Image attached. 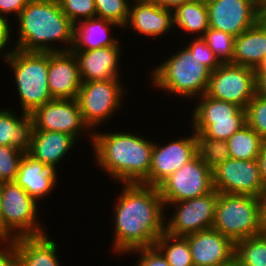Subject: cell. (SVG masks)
I'll return each mask as SVG.
<instances>
[{
    "instance_id": "6",
    "label": "cell",
    "mask_w": 266,
    "mask_h": 266,
    "mask_svg": "<svg viewBox=\"0 0 266 266\" xmlns=\"http://www.w3.org/2000/svg\"><path fill=\"white\" fill-rule=\"evenodd\" d=\"M213 229L234 244L264 232L256 196L219 193Z\"/></svg>"
},
{
    "instance_id": "3",
    "label": "cell",
    "mask_w": 266,
    "mask_h": 266,
    "mask_svg": "<svg viewBox=\"0 0 266 266\" xmlns=\"http://www.w3.org/2000/svg\"><path fill=\"white\" fill-rule=\"evenodd\" d=\"M16 19L19 36L12 48L24 52L71 50L74 24L62 12L57 0H31Z\"/></svg>"
},
{
    "instance_id": "7",
    "label": "cell",
    "mask_w": 266,
    "mask_h": 266,
    "mask_svg": "<svg viewBox=\"0 0 266 266\" xmlns=\"http://www.w3.org/2000/svg\"><path fill=\"white\" fill-rule=\"evenodd\" d=\"M38 205L15 181L1 183L2 238L46 234L44 224L38 222Z\"/></svg>"
},
{
    "instance_id": "45",
    "label": "cell",
    "mask_w": 266,
    "mask_h": 266,
    "mask_svg": "<svg viewBox=\"0 0 266 266\" xmlns=\"http://www.w3.org/2000/svg\"><path fill=\"white\" fill-rule=\"evenodd\" d=\"M155 4L167 9L174 11L178 6H181L183 3L189 2L191 0H149Z\"/></svg>"
},
{
    "instance_id": "21",
    "label": "cell",
    "mask_w": 266,
    "mask_h": 266,
    "mask_svg": "<svg viewBox=\"0 0 266 266\" xmlns=\"http://www.w3.org/2000/svg\"><path fill=\"white\" fill-rule=\"evenodd\" d=\"M57 175L56 170L24 153L15 182L39 202L52 194L53 188L58 185Z\"/></svg>"
},
{
    "instance_id": "10",
    "label": "cell",
    "mask_w": 266,
    "mask_h": 266,
    "mask_svg": "<svg viewBox=\"0 0 266 266\" xmlns=\"http://www.w3.org/2000/svg\"><path fill=\"white\" fill-rule=\"evenodd\" d=\"M218 195L214 190L194 199L164 203L165 210L170 206L174 208V213H165V231L175 236H187L211 229L215 220Z\"/></svg>"
},
{
    "instance_id": "4",
    "label": "cell",
    "mask_w": 266,
    "mask_h": 266,
    "mask_svg": "<svg viewBox=\"0 0 266 266\" xmlns=\"http://www.w3.org/2000/svg\"><path fill=\"white\" fill-rule=\"evenodd\" d=\"M150 74L152 86L166 94L196 100L206 93L211 70L202 65L184 46L155 66Z\"/></svg>"
},
{
    "instance_id": "46",
    "label": "cell",
    "mask_w": 266,
    "mask_h": 266,
    "mask_svg": "<svg viewBox=\"0 0 266 266\" xmlns=\"http://www.w3.org/2000/svg\"><path fill=\"white\" fill-rule=\"evenodd\" d=\"M254 3L260 12L266 8V0H254Z\"/></svg>"
},
{
    "instance_id": "12",
    "label": "cell",
    "mask_w": 266,
    "mask_h": 266,
    "mask_svg": "<svg viewBox=\"0 0 266 266\" xmlns=\"http://www.w3.org/2000/svg\"><path fill=\"white\" fill-rule=\"evenodd\" d=\"M163 203L194 199L214 191L213 170L196 155L158 186Z\"/></svg>"
},
{
    "instance_id": "37",
    "label": "cell",
    "mask_w": 266,
    "mask_h": 266,
    "mask_svg": "<svg viewBox=\"0 0 266 266\" xmlns=\"http://www.w3.org/2000/svg\"><path fill=\"white\" fill-rule=\"evenodd\" d=\"M185 47L202 63V65H205L211 71H214L220 66L221 62L207 46L203 37L192 38L189 44H185Z\"/></svg>"
},
{
    "instance_id": "18",
    "label": "cell",
    "mask_w": 266,
    "mask_h": 266,
    "mask_svg": "<svg viewBox=\"0 0 266 266\" xmlns=\"http://www.w3.org/2000/svg\"><path fill=\"white\" fill-rule=\"evenodd\" d=\"M129 17L123 29L128 27L144 37H156L174 31L173 11L149 0H132Z\"/></svg>"
},
{
    "instance_id": "25",
    "label": "cell",
    "mask_w": 266,
    "mask_h": 266,
    "mask_svg": "<svg viewBox=\"0 0 266 266\" xmlns=\"http://www.w3.org/2000/svg\"><path fill=\"white\" fill-rule=\"evenodd\" d=\"M112 27L121 28L113 21L97 17L80 21L74 25L71 50L89 51L117 45L120 40L110 35Z\"/></svg>"
},
{
    "instance_id": "48",
    "label": "cell",
    "mask_w": 266,
    "mask_h": 266,
    "mask_svg": "<svg viewBox=\"0 0 266 266\" xmlns=\"http://www.w3.org/2000/svg\"><path fill=\"white\" fill-rule=\"evenodd\" d=\"M0 238H2L1 183H0Z\"/></svg>"
},
{
    "instance_id": "1",
    "label": "cell",
    "mask_w": 266,
    "mask_h": 266,
    "mask_svg": "<svg viewBox=\"0 0 266 266\" xmlns=\"http://www.w3.org/2000/svg\"><path fill=\"white\" fill-rule=\"evenodd\" d=\"M115 199L113 216L115 232L112 251L123 256L127 252L153 247L165 231V206L158 187L142 183H122Z\"/></svg>"
},
{
    "instance_id": "42",
    "label": "cell",
    "mask_w": 266,
    "mask_h": 266,
    "mask_svg": "<svg viewBox=\"0 0 266 266\" xmlns=\"http://www.w3.org/2000/svg\"><path fill=\"white\" fill-rule=\"evenodd\" d=\"M257 198L259 203L260 223L264 232H266V187Z\"/></svg>"
},
{
    "instance_id": "19",
    "label": "cell",
    "mask_w": 266,
    "mask_h": 266,
    "mask_svg": "<svg viewBox=\"0 0 266 266\" xmlns=\"http://www.w3.org/2000/svg\"><path fill=\"white\" fill-rule=\"evenodd\" d=\"M47 80L52 99H77L82 80L73 52H49Z\"/></svg>"
},
{
    "instance_id": "28",
    "label": "cell",
    "mask_w": 266,
    "mask_h": 266,
    "mask_svg": "<svg viewBox=\"0 0 266 266\" xmlns=\"http://www.w3.org/2000/svg\"><path fill=\"white\" fill-rule=\"evenodd\" d=\"M263 141L260 135L245 124L227 140L230 158L236 160L258 159Z\"/></svg>"
},
{
    "instance_id": "35",
    "label": "cell",
    "mask_w": 266,
    "mask_h": 266,
    "mask_svg": "<svg viewBox=\"0 0 266 266\" xmlns=\"http://www.w3.org/2000/svg\"><path fill=\"white\" fill-rule=\"evenodd\" d=\"M24 152L13 146H0V183L14 182Z\"/></svg>"
},
{
    "instance_id": "15",
    "label": "cell",
    "mask_w": 266,
    "mask_h": 266,
    "mask_svg": "<svg viewBox=\"0 0 266 266\" xmlns=\"http://www.w3.org/2000/svg\"><path fill=\"white\" fill-rule=\"evenodd\" d=\"M191 131L189 136H180L167 144L154 143L149 176L142 184L158 187L197 155V140Z\"/></svg>"
},
{
    "instance_id": "11",
    "label": "cell",
    "mask_w": 266,
    "mask_h": 266,
    "mask_svg": "<svg viewBox=\"0 0 266 266\" xmlns=\"http://www.w3.org/2000/svg\"><path fill=\"white\" fill-rule=\"evenodd\" d=\"M205 94L246 109L256 95L255 69L229 62L221 63L211 71Z\"/></svg>"
},
{
    "instance_id": "49",
    "label": "cell",
    "mask_w": 266,
    "mask_h": 266,
    "mask_svg": "<svg viewBox=\"0 0 266 266\" xmlns=\"http://www.w3.org/2000/svg\"><path fill=\"white\" fill-rule=\"evenodd\" d=\"M261 19L266 23V8L261 12Z\"/></svg>"
},
{
    "instance_id": "39",
    "label": "cell",
    "mask_w": 266,
    "mask_h": 266,
    "mask_svg": "<svg viewBox=\"0 0 266 266\" xmlns=\"http://www.w3.org/2000/svg\"><path fill=\"white\" fill-rule=\"evenodd\" d=\"M0 266H17L15 238H0Z\"/></svg>"
},
{
    "instance_id": "36",
    "label": "cell",
    "mask_w": 266,
    "mask_h": 266,
    "mask_svg": "<svg viewBox=\"0 0 266 266\" xmlns=\"http://www.w3.org/2000/svg\"><path fill=\"white\" fill-rule=\"evenodd\" d=\"M62 12L75 25L96 17L94 0H57Z\"/></svg>"
},
{
    "instance_id": "9",
    "label": "cell",
    "mask_w": 266,
    "mask_h": 266,
    "mask_svg": "<svg viewBox=\"0 0 266 266\" xmlns=\"http://www.w3.org/2000/svg\"><path fill=\"white\" fill-rule=\"evenodd\" d=\"M121 82V79L82 81L77 101L83 120L92 131L109 121L124 105L126 87Z\"/></svg>"
},
{
    "instance_id": "51",
    "label": "cell",
    "mask_w": 266,
    "mask_h": 266,
    "mask_svg": "<svg viewBox=\"0 0 266 266\" xmlns=\"http://www.w3.org/2000/svg\"><path fill=\"white\" fill-rule=\"evenodd\" d=\"M217 266H228V264H221V265H217Z\"/></svg>"
},
{
    "instance_id": "47",
    "label": "cell",
    "mask_w": 266,
    "mask_h": 266,
    "mask_svg": "<svg viewBox=\"0 0 266 266\" xmlns=\"http://www.w3.org/2000/svg\"><path fill=\"white\" fill-rule=\"evenodd\" d=\"M255 71H266V56L263 58L262 62L258 65Z\"/></svg>"
},
{
    "instance_id": "34",
    "label": "cell",
    "mask_w": 266,
    "mask_h": 266,
    "mask_svg": "<svg viewBox=\"0 0 266 266\" xmlns=\"http://www.w3.org/2000/svg\"><path fill=\"white\" fill-rule=\"evenodd\" d=\"M245 110L246 124L266 141V96L256 94Z\"/></svg>"
},
{
    "instance_id": "26",
    "label": "cell",
    "mask_w": 266,
    "mask_h": 266,
    "mask_svg": "<svg viewBox=\"0 0 266 266\" xmlns=\"http://www.w3.org/2000/svg\"><path fill=\"white\" fill-rule=\"evenodd\" d=\"M20 113L19 116L10 107L0 109V146H13L27 153L34 130L33 119L28 113Z\"/></svg>"
},
{
    "instance_id": "5",
    "label": "cell",
    "mask_w": 266,
    "mask_h": 266,
    "mask_svg": "<svg viewBox=\"0 0 266 266\" xmlns=\"http://www.w3.org/2000/svg\"><path fill=\"white\" fill-rule=\"evenodd\" d=\"M5 61L13 71L22 112L31 114L37 107L53 100L47 80L49 52H24L12 48Z\"/></svg>"
},
{
    "instance_id": "14",
    "label": "cell",
    "mask_w": 266,
    "mask_h": 266,
    "mask_svg": "<svg viewBox=\"0 0 266 266\" xmlns=\"http://www.w3.org/2000/svg\"><path fill=\"white\" fill-rule=\"evenodd\" d=\"M213 186L218 193L256 197L265 188L257 159L232 158L213 169Z\"/></svg>"
},
{
    "instance_id": "44",
    "label": "cell",
    "mask_w": 266,
    "mask_h": 266,
    "mask_svg": "<svg viewBox=\"0 0 266 266\" xmlns=\"http://www.w3.org/2000/svg\"><path fill=\"white\" fill-rule=\"evenodd\" d=\"M256 94L266 96V71H255Z\"/></svg>"
},
{
    "instance_id": "31",
    "label": "cell",
    "mask_w": 266,
    "mask_h": 266,
    "mask_svg": "<svg viewBox=\"0 0 266 266\" xmlns=\"http://www.w3.org/2000/svg\"><path fill=\"white\" fill-rule=\"evenodd\" d=\"M197 140V155L213 170L230 158L227 141L207 138L200 132H194Z\"/></svg>"
},
{
    "instance_id": "27",
    "label": "cell",
    "mask_w": 266,
    "mask_h": 266,
    "mask_svg": "<svg viewBox=\"0 0 266 266\" xmlns=\"http://www.w3.org/2000/svg\"><path fill=\"white\" fill-rule=\"evenodd\" d=\"M174 28H178L186 35L203 37L209 28L208 9L205 0H191L178 6L173 11ZM188 33V34H187ZM197 36H194V35Z\"/></svg>"
},
{
    "instance_id": "30",
    "label": "cell",
    "mask_w": 266,
    "mask_h": 266,
    "mask_svg": "<svg viewBox=\"0 0 266 266\" xmlns=\"http://www.w3.org/2000/svg\"><path fill=\"white\" fill-rule=\"evenodd\" d=\"M234 261L238 266H266V232L237 241Z\"/></svg>"
},
{
    "instance_id": "33",
    "label": "cell",
    "mask_w": 266,
    "mask_h": 266,
    "mask_svg": "<svg viewBox=\"0 0 266 266\" xmlns=\"http://www.w3.org/2000/svg\"><path fill=\"white\" fill-rule=\"evenodd\" d=\"M234 38L228 33L213 28H208L203 35L207 46L213 51L221 63H227L232 60Z\"/></svg>"
},
{
    "instance_id": "8",
    "label": "cell",
    "mask_w": 266,
    "mask_h": 266,
    "mask_svg": "<svg viewBox=\"0 0 266 266\" xmlns=\"http://www.w3.org/2000/svg\"><path fill=\"white\" fill-rule=\"evenodd\" d=\"M197 100L190 121V128L194 132H200L207 138L227 141L246 124V110L236 104L206 94Z\"/></svg>"
},
{
    "instance_id": "38",
    "label": "cell",
    "mask_w": 266,
    "mask_h": 266,
    "mask_svg": "<svg viewBox=\"0 0 266 266\" xmlns=\"http://www.w3.org/2000/svg\"><path fill=\"white\" fill-rule=\"evenodd\" d=\"M127 253H130V255L132 253L138 254L139 259L135 266H170L166 258L155 246L138 248Z\"/></svg>"
},
{
    "instance_id": "32",
    "label": "cell",
    "mask_w": 266,
    "mask_h": 266,
    "mask_svg": "<svg viewBox=\"0 0 266 266\" xmlns=\"http://www.w3.org/2000/svg\"><path fill=\"white\" fill-rule=\"evenodd\" d=\"M96 17L113 21L121 29L127 23L129 17L130 0H94ZM130 2V3H129Z\"/></svg>"
},
{
    "instance_id": "2",
    "label": "cell",
    "mask_w": 266,
    "mask_h": 266,
    "mask_svg": "<svg viewBox=\"0 0 266 266\" xmlns=\"http://www.w3.org/2000/svg\"><path fill=\"white\" fill-rule=\"evenodd\" d=\"M137 134L93 131L95 164L120 184L142 183L149 176L154 142Z\"/></svg>"
},
{
    "instance_id": "17",
    "label": "cell",
    "mask_w": 266,
    "mask_h": 266,
    "mask_svg": "<svg viewBox=\"0 0 266 266\" xmlns=\"http://www.w3.org/2000/svg\"><path fill=\"white\" fill-rule=\"evenodd\" d=\"M194 266H217L234 263L235 244L211 228L185 236Z\"/></svg>"
},
{
    "instance_id": "29",
    "label": "cell",
    "mask_w": 266,
    "mask_h": 266,
    "mask_svg": "<svg viewBox=\"0 0 266 266\" xmlns=\"http://www.w3.org/2000/svg\"><path fill=\"white\" fill-rule=\"evenodd\" d=\"M170 266H194L188 239L164 231L154 245Z\"/></svg>"
},
{
    "instance_id": "40",
    "label": "cell",
    "mask_w": 266,
    "mask_h": 266,
    "mask_svg": "<svg viewBox=\"0 0 266 266\" xmlns=\"http://www.w3.org/2000/svg\"><path fill=\"white\" fill-rule=\"evenodd\" d=\"M3 15H0V58L4 59V62L6 58L8 57L11 47L7 48L8 45H11V37H14V30L11 28V23L8 22ZM13 34V36L11 35ZM8 51H6L7 49ZM5 50V51H4Z\"/></svg>"
},
{
    "instance_id": "20",
    "label": "cell",
    "mask_w": 266,
    "mask_h": 266,
    "mask_svg": "<svg viewBox=\"0 0 266 266\" xmlns=\"http://www.w3.org/2000/svg\"><path fill=\"white\" fill-rule=\"evenodd\" d=\"M101 47L89 51L70 50L77 58L82 81L120 79L122 45Z\"/></svg>"
},
{
    "instance_id": "41",
    "label": "cell",
    "mask_w": 266,
    "mask_h": 266,
    "mask_svg": "<svg viewBox=\"0 0 266 266\" xmlns=\"http://www.w3.org/2000/svg\"><path fill=\"white\" fill-rule=\"evenodd\" d=\"M30 1L31 0H0V15H3L7 20L10 19L8 18L10 17L9 15H11V17L15 16L14 19H16Z\"/></svg>"
},
{
    "instance_id": "43",
    "label": "cell",
    "mask_w": 266,
    "mask_h": 266,
    "mask_svg": "<svg viewBox=\"0 0 266 266\" xmlns=\"http://www.w3.org/2000/svg\"><path fill=\"white\" fill-rule=\"evenodd\" d=\"M257 160L259 162V168L263 185L264 187H266V141H263L261 151Z\"/></svg>"
},
{
    "instance_id": "50",
    "label": "cell",
    "mask_w": 266,
    "mask_h": 266,
    "mask_svg": "<svg viewBox=\"0 0 266 266\" xmlns=\"http://www.w3.org/2000/svg\"><path fill=\"white\" fill-rule=\"evenodd\" d=\"M228 266H238L235 262L232 264H228Z\"/></svg>"
},
{
    "instance_id": "13",
    "label": "cell",
    "mask_w": 266,
    "mask_h": 266,
    "mask_svg": "<svg viewBox=\"0 0 266 266\" xmlns=\"http://www.w3.org/2000/svg\"><path fill=\"white\" fill-rule=\"evenodd\" d=\"M30 116L33 119V131L64 132L76 140L88 133L92 144L93 131L84 122L77 99H53L37 107Z\"/></svg>"
},
{
    "instance_id": "23",
    "label": "cell",
    "mask_w": 266,
    "mask_h": 266,
    "mask_svg": "<svg viewBox=\"0 0 266 266\" xmlns=\"http://www.w3.org/2000/svg\"><path fill=\"white\" fill-rule=\"evenodd\" d=\"M54 241L47 233L15 238L17 266H61Z\"/></svg>"
},
{
    "instance_id": "22",
    "label": "cell",
    "mask_w": 266,
    "mask_h": 266,
    "mask_svg": "<svg viewBox=\"0 0 266 266\" xmlns=\"http://www.w3.org/2000/svg\"><path fill=\"white\" fill-rule=\"evenodd\" d=\"M76 143L77 140L73 136L64 132L33 131L30 149L27 153L57 171L60 161L67 154L69 155V151Z\"/></svg>"
},
{
    "instance_id": "24",
    "label": "cell",
    "mask_w": 266,
    "mask_h": 266,
    "mask_svg": "<svg viewBox=\"0 0 266 266\" xmlns=\"http://www.w3.org/2000/svg\"><path fill=\"white\" fill-rule=\"evenodd\" d=\"M266 56V23L254 26L234 38L233 57L229 63L256 69Z\"/></svg>"
},
{
    "instance_id": "16",
    "label": "cell",
    "mask_w": 266,
    "mask_h": 266,
    "mask_svg": "<svg viewBox=\"0 0 266 266\" xmlns=\"http://www.w3.org/2000/svg\"><path fill=\"white\" fill-rule=\"evenodd\" d=\"M209 28L238 37L261 19L254 0H205Z\"/></svg>"
}]
</instances>
